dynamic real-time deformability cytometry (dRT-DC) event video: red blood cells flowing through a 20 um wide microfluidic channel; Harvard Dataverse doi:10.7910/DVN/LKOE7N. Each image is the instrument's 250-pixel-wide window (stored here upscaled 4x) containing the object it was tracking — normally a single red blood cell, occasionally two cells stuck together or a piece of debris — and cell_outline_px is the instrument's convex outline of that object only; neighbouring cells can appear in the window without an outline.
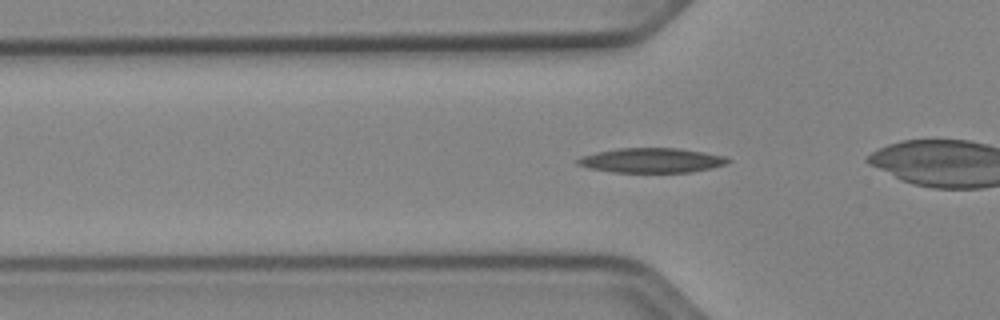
{"species": "Egyptian fruit bat (a non-hibernating species)", "species_latin": "Rousettus aegyptiacus", "temperature_condition": "cold", "stored_images_in_passage": 34, "camera_frame_rate_fps": 3000, "um_per_image_px": 0.085, "animal": {"sex": "female"}, "frame": {"image": 1, "passage_image": 4, "time_ms": 1.0, "image_size_px": [1000, 320], "cell_outline_px": [[732, 160], [724, 164], [712, 168], [688, 172], [612, 172], [588, 168], [576, 164], [576, 160], [580, 156], [596, 152], [616, 148], [680, 148], [704, 152], [724, 156]], "centroid_in_image_um": [55.34, 13.62], "position_along_channel_um": 70.5, "area_um2": 21.68}}
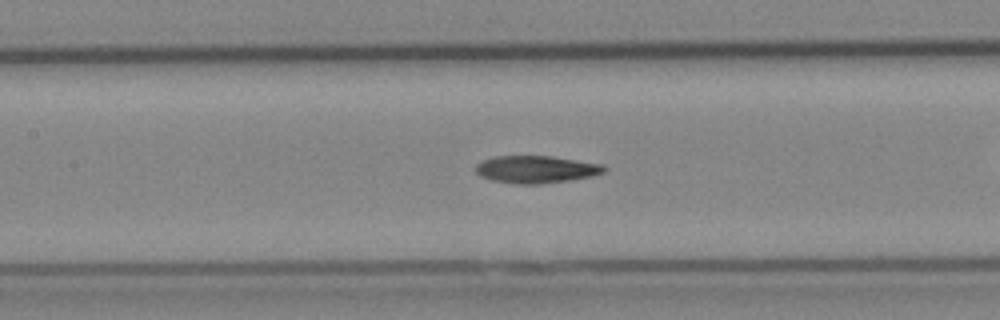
{"frame": {"image": 2, "passage_image": 11, "time_ms": 3.333, "image_size_px": [1000, 320], "cell_outline_px": [[608, 168], [604, 172], [592, 176], [568, 180], [540, 184], [516, 184], [492, 180], [480, 176], [476, 172], [476, 164], [484, 160], [496, 156], [552, 156], [604, 164]], "centroid_in_image_um": [45.6, 14.39], "position_along_channel_um": 161.8, "area_um2": 20.52}}
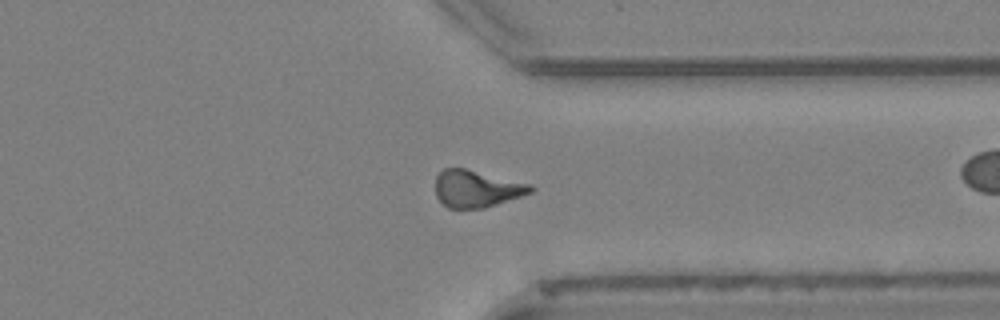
{"frame": {"image": 3, "passage_image": 27, "time_ms": 8.667, "image_size_px": [1000, 320], "cell_outline_px": [[536, 188], [532, 192], [484, 208], [448, 208], [436, 196], [436, 176], [444, 168], [464, 168], [532, 184]], "centroid_in_image_um": [40.52, 16.03], "position_along_channel_um": 370.9, "area_um2": 20.4}, "authors_computed_cell_mechanics": {"area_um2": 20.4034, "velocity_mm_per_s": 3.9346, "shape_relaxation_time_tau1_ms": 8.2907, "shape_relaxation_time_tau2_ms": 5.4431, "deformation_change_tau1": 0.2165, "deformation_change_tau2": 0.1537}}